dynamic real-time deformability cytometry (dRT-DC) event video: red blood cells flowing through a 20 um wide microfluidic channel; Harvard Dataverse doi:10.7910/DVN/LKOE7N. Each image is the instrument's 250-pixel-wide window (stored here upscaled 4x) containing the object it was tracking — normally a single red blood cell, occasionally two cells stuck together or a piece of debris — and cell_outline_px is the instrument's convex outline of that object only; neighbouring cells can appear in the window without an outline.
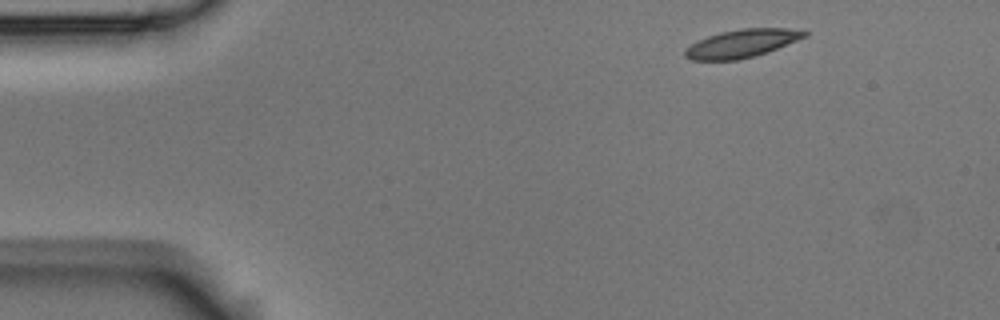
{"species": "Egyptian fruit bat (a non-hibernating species)", "species_latin": "Rousettus aegyptiacus", "temperature_condition": "room temperature", "stored_images_in_passage": 4, "camera_frame_rate_fps": 3000, "um_per_image_px": 0.085, "animal": {"sex": "male"}, "frame": {"image": 1, "passage_image": 1, "time_ms": 0.0, "image_size_px": [1000, 320], "cell_outline_px": [[808, 36], [768, 52], [736, 60], [692, 60], [684, 56], [684, 52], [696, 40], [720, 32], [740, 28], [804, 28], [808, 32]], "centroid_in_image_um": [63.12, 3.67], "position_along_channel_um": 21.9, "area_um2": 19.71}}
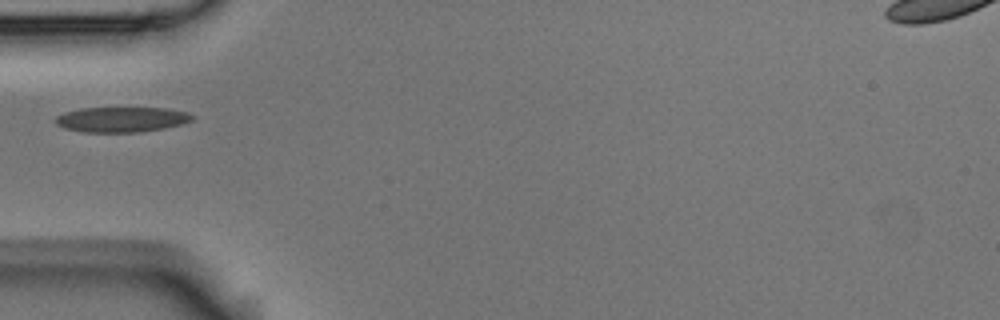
{"frame": {"image": 2, "passage_image": 4, "time_ms": 1.0, "image_size_px": [1000, 320], "cell_outline_px": [[196, 116], [192, 120], [180, 124], [164, 128], [140, 132], [84, 132], [64, 128], [56, 124], [56, 116], [64, 112], [80, 108], [168, 108], [188, 112]], "centroid_in_image_um": [10.34, 10.15], "position_along_channel_um": 74.7, "area_um2": 20.11}}